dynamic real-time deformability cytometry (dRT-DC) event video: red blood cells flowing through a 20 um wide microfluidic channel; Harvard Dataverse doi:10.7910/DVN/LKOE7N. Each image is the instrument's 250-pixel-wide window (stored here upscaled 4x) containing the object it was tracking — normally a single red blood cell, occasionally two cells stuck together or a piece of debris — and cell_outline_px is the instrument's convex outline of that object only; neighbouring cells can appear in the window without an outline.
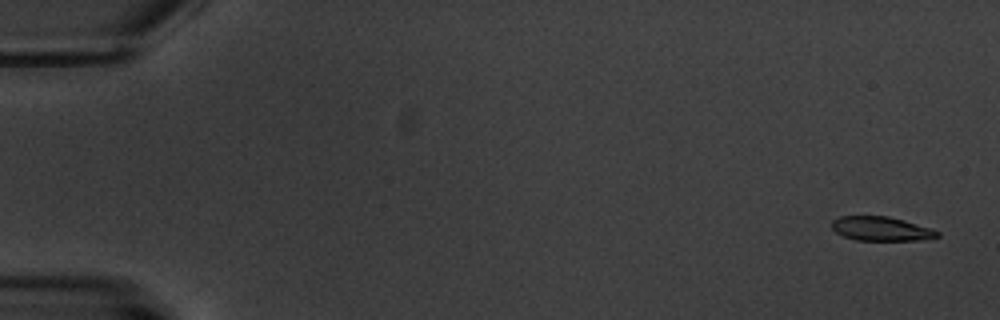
{"species": "common noctule bat (a hibernating species)", "species_latin": "Nyctalus noctula", "temperature_condition": "warm", "stored_images_in_passage": 5, "camera_frame_rate_fps": 3000, "um_per_image_px": 0.085, "animal": {"sex": "male", "body_mass_g": 20.1, "forearm_length_mm": 53.5}, "frame": {"image": 1, "passage_image": 1, "time_ms": 0.0, "image_size_px": [1000, 320], "cell_outline_px": [[940, 236], [920, 240], [856, 240], [844, 236], [836, 232], [832, 228], [832, 220], [840, 216], [888, 216], [904, 220], [932, 228], [940, 232]], "centroid_in_image_um": [74.91, 19.44], "position_along_channel_um": 10.1, "area_um2": 14.85}}